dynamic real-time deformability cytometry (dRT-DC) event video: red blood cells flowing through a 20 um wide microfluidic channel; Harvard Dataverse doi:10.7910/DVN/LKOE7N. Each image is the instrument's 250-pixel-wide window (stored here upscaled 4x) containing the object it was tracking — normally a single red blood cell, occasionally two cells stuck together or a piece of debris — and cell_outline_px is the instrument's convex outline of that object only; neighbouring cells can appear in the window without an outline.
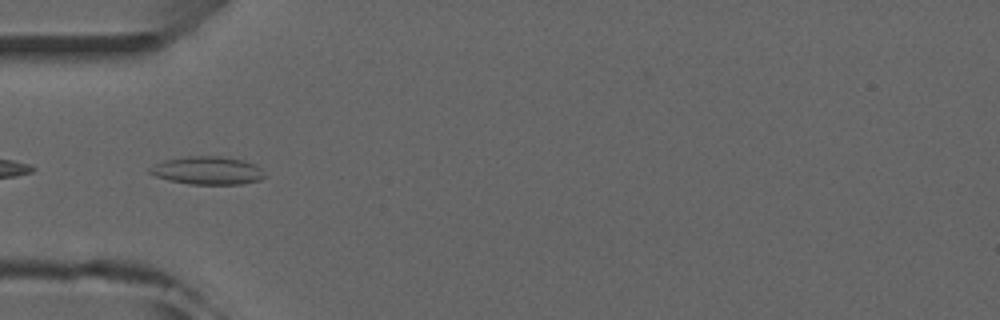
{"species": "common noctule bat (a hibernating species)", "species_latin": "Nyctalus noctula", "temperature_condition": "room temperature", "stored_images_in_passage": 3, "camera_frame_rate_fps": 3000, "um_per_image_px": 0.085, "animal": {"sex": "male", "forearm_length_mm": 52.5}, "frame": {"image": 1, "passage_image": 3, "time_ms": 3.0, "image_size_px": [1000, 320], "cell_outline_px": [[264, 176], [260, 180], [240, 184], [188, 184], [168, 180], [156, 176], [148, 172], [148, 168], [164, 160], [184, 156], [220, 156], [244, 160], [256, 164], [264, 172]], "centroid_in_image_um": [17.63, 14.49], "position_along_channel_um": 67.4, "area_um2": 18.84}}